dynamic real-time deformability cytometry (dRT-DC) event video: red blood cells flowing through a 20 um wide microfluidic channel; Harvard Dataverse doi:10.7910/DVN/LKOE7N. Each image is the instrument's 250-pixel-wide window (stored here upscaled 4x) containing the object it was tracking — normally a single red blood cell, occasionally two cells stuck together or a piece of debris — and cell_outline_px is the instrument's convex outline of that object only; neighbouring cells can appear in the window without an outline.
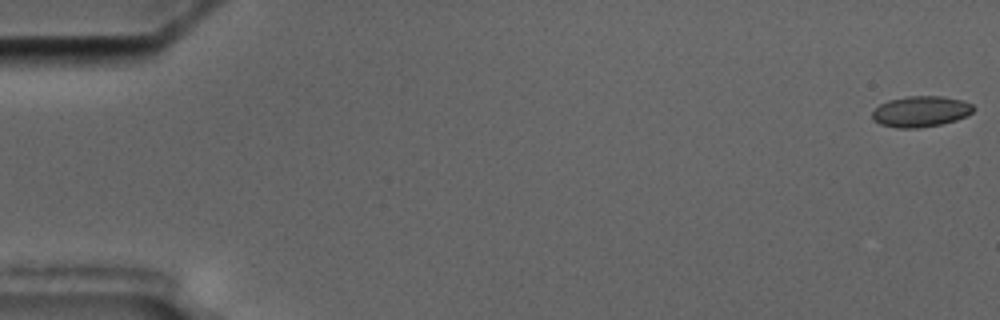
{"species": "common noctule bat (a hibernating species)", "species_latin": "Nyctalus noctula", "temperature_condition": "cold", "stored_images_in_passage": 5, "camera_frame_rate_fps": 3000, "um_per_image_px": 0.085, "animal": {"sex": "male", "body_mass_g": 17.5, "forearm_length_mm": 52.3}, "frame": {"image": 1, "passage_image": 1, "time_ms": 0.0, "image_size_px": [1000, 320], "cell_outline_px": [[976, 108], [972, 112], [956, 120], [940, 124], [920, 128], [896, 128], [880, 124], [872, 120], [872, 112], [880, 104], [888, 100], [908, 96], [944, 96], [964, 100], [972, 104]], "centroid_in_image_um": [78.26, 9.47], "position_along_channel_um": 6.7, "area_um2": 18.32}}